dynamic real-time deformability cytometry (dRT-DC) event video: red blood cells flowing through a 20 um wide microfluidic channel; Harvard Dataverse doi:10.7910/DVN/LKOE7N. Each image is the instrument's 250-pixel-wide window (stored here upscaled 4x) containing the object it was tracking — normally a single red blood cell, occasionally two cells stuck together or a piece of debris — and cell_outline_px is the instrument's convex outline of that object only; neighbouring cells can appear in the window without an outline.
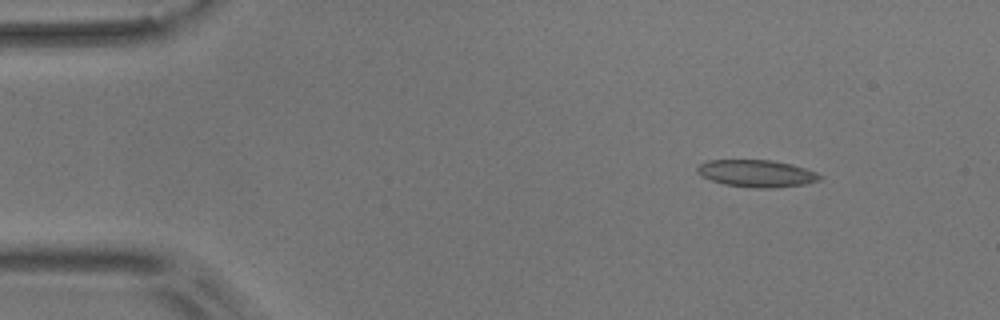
{"species": "common noctule bat (a hibernating species)", "species_latin": "Nyctalus noctula", "temperature_condition": "room temperature", "stored_images_in_passage": 5, "camera_frame_rate_fps": 3000, "um_per_image_px": 0.085, "animal": {"sex": "male", "body_mass_g": 17.9}, "frame": {"image": 1, "passage_image": 2, "time_ms": 1.333, "image_size_px": [1000, 320], "cell_outline_px": [[824, 176], [820, 180], [804, 184], [776, 188], [752, 188], [724, 184], [700, 176], [696, 172], [696, 168], [700, 164], [708, 160], [772, 160], [792, 164], [816, 172]], "centroid_in_image_um": [64.31, 14.74], "position_along_channel_um": 20.7, "area_um2": 19.54}}
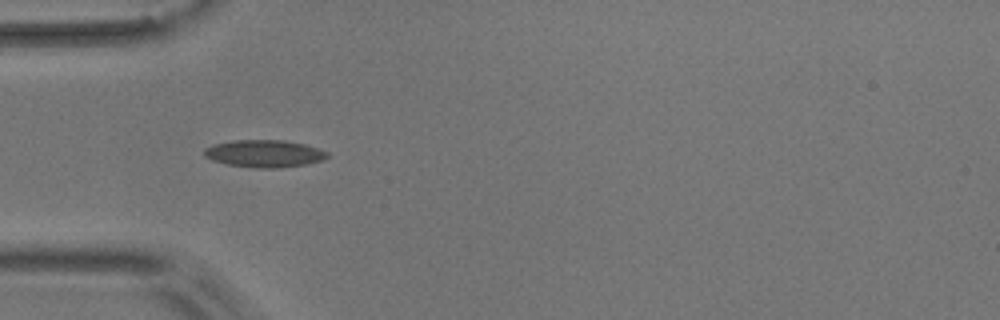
{"frame": {"image": 2, "passage_image": 4, "time_ms": 4.667, "image_size_px": [1000, 320], "cell_outline_px": [[328, 156], [324, 160], [308, 164], [280, 168], [256, 168], [228, 164], [212, 160], [204, 156], [204, 148], [216, 144], [232, 140], [284, 140], [304, 144], [320, 148], [328, 152]], "centroid_in_image_um": [22.51, 13.05], "position_along_channel_um": 62.5, "area_um2": 19.71}}
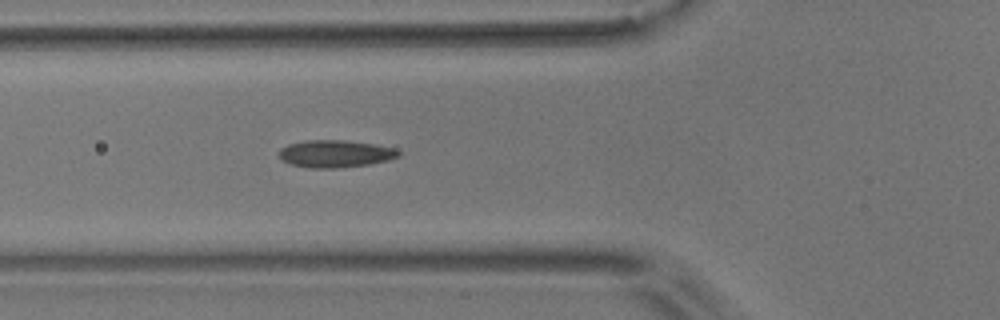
{"frame": {"image": 3, "passage_image": 5, "time_ms": 5.667, "image_size_px": [1000, 320], "cell_outline_px": [[400, 156], [388, 160], [368, 164], [340, 168], [308, 168], [292, 164], [280, 160], [276, 152], [280, 148], [288, 144], [308, 140], [344, 140], [376, 144], [396, 148], [400, 152]], "centroid_in_image_um": [28.47, 13.06], "position_along_channel_um": 97.3, "area_um2": 19.31}}